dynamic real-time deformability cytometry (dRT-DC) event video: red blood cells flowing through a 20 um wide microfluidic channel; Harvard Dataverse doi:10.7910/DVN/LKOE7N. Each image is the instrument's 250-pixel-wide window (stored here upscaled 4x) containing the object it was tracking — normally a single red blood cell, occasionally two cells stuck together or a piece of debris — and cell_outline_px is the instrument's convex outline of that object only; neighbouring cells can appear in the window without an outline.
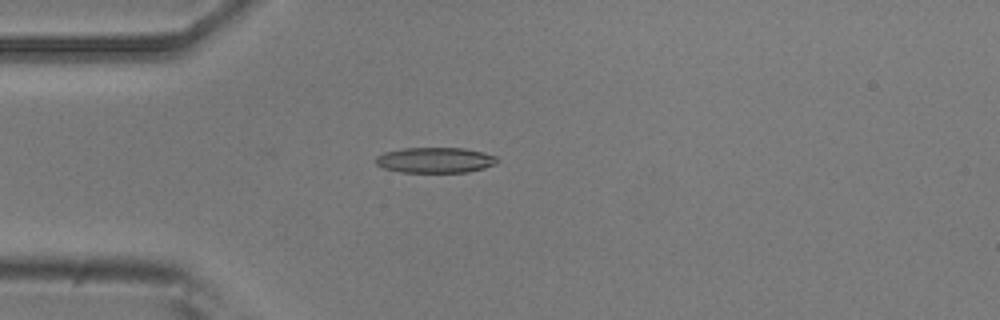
{"species": "common noctule bat (a hibernating species)", "species_latin": "Nyctalus noctula", "temperature_condition": "room temperature", "stored_images_in_passage": 51, "camera_frame_rate_fps": 3000, "um_per_image_px": 0.085, "animal": {"sex": "male", "body_mass_g": 20.5, "forearm_length_mm": 52.5}, "frame": {"image": 1, "passage_image": 14, "time_ms": 4.333, "image_size_px": [1000, 320], "cell_outline_px": [[500, 160], [496, 164], [484, 168], [468, 172], [400, 172], [384, 168], [376, 164], [376, 156], [384, 152], [400, 148], [464, 148], [484, 152], [496, 156]], "centroid_in_image_um": [37.01, 13.6], "position_along_channel_um": 48.0, "area_um2": 18.21}}
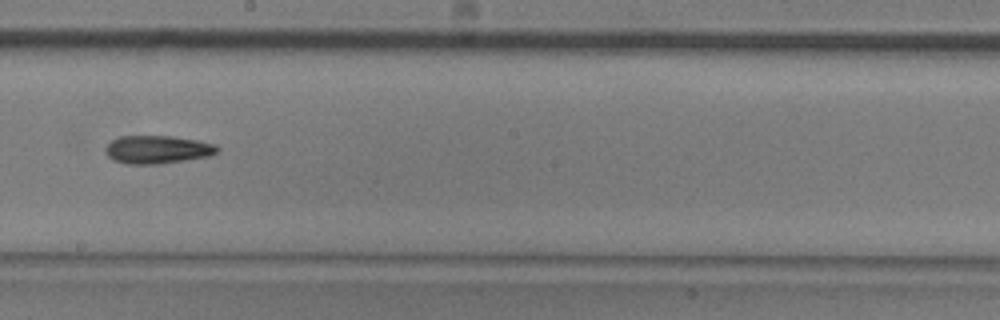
{"frame": {"image": 2, "passage_image": 29, "time_ms": 9.333, "image_size_px": [1000, 320], "cell_outline_px": [[220, 148], [216, 152], [208, 156], [184, 160], [156, 164], [128, 164], [116, 160], [108, 156], [104, 148], [112, 140], [120, 136], [172, 136], [196, 140], [216, 144]], "centroid_in_image_um": [13.38, 12.7], "position_along_channel_um": 234.8, "area_um2": 18.09}}
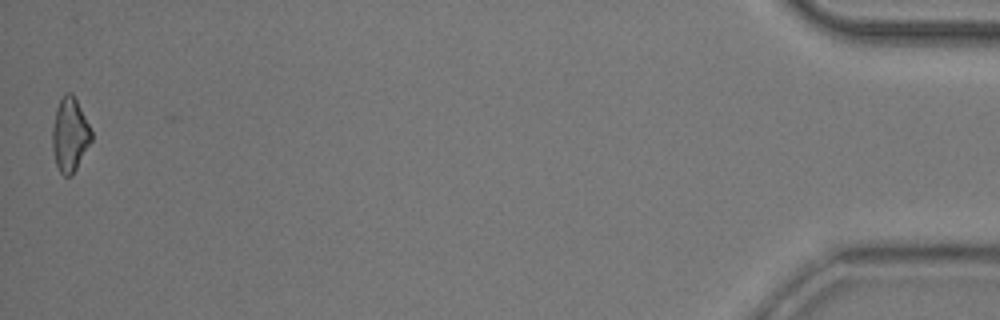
{"frame": {"image": 3, "passage_image": 51, "time_ms": 16.667, "image_size_px": [1000, 320], "cell_outline_px": [[92, 140], [72, 176], [64, 176], [60, 172], [56, 164], [52, 148], [52, 128], [56, 108], [64, 92], [72, 92], [92, 132]], "centroid_in_image_um": [5.92, 11.46], "position_along_channel_um": 429.3, "area_um2": 16.7}, "authors_computed_cell_mechanics": {"area_um2": 17.7446, "velocity_mm_per_s": 3.9606, "shape_relaxation_time_tau1_ms": 6.7077, "shape_relaxation_time_tau2_ms": null, "deformation_change_tau1": 0.1675, "deformation_change_tau2": null}}